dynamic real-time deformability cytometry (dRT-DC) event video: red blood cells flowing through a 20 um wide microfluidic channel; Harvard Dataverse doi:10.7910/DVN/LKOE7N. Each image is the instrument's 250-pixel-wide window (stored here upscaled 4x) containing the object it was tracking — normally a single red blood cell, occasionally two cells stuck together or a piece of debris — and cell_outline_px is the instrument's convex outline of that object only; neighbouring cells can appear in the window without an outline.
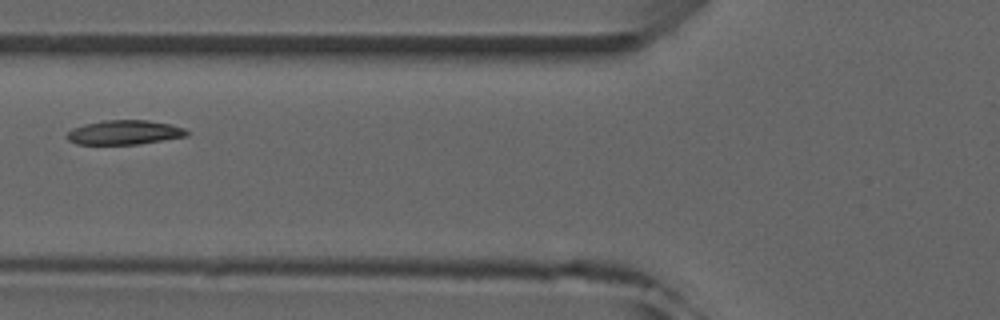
{"species": "common noctule bat (a hibernating species)", "species_latin": "Nyctalus noctula", "temperature_condition": "room temperature", "stored_images_in_passage": 5, "camera_frame_rate_fps": 3000, "um_per_image_px": 0.085, "animal": {"sex": "male", "forearm_length_mm": 52.5}, "frame": {"image": 1, "passage_image": 5, "time_ms": 4.333, "image_size_px": [1000, 320], "cell_outline_px": [[188, 136], [140, 144], [76, 144], [68, 140], [64, 136], [72, 128], [84, 124], [104, 120], [148, 120], [172, 124], [184, 128], [188, 132]], "centroid_in_image_um": [10.57, 11.25], "position_along_channel_um": 115.2, "area_um2": 17.17}}